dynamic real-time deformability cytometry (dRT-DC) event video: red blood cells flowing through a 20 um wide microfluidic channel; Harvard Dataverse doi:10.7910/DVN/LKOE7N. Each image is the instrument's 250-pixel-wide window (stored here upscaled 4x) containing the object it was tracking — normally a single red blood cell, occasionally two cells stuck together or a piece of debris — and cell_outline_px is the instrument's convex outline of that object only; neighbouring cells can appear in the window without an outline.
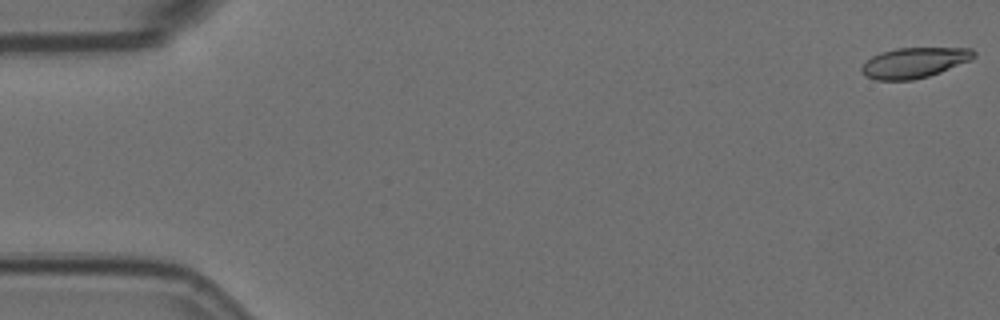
{"species": "Egyptian fruit bat (a non-hibernating species)", "species_latin": "Rousettus aegyptiacus", "temperature_condition": "room temperature", "stored_images_in_passage": 6, "camera_frame_rate_fps": 3000, "um_per_image_px": 0.085, "animal": {"sex": "female"}, "frame": {"image": 1, "passage_image": 1, "time_ms": 0.0, "image_size_px": [1000, 320], "cell_outline_px": [[976, 56], [972, 60], [940, 72], [928, 76], [912, 80], [876, 80], [864, 76], [860, 72], [860, 68], [872, 56], [880, 52], [896, 48], [972, 48], [976, 52]], "centroid_in_image_um": [77.71, 5.33], "position_along_channel_um": 7.3, "area_um2": 20.0}}
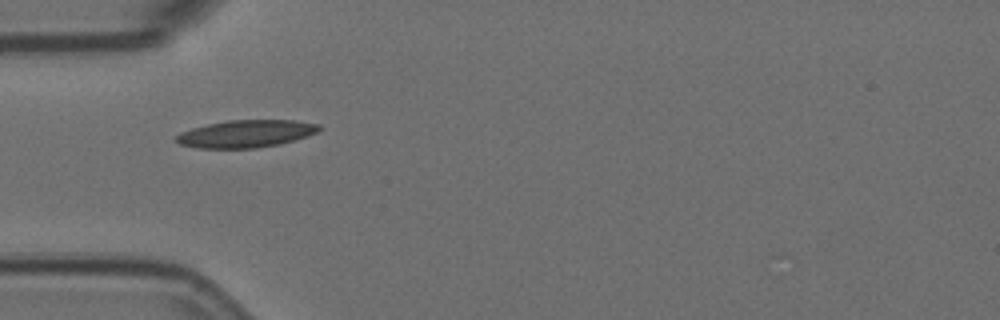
{"frame": {"image": 2, "passage_image": 5, "time_ms": 1.333, "image_size_px": [1000, 320], "cell_outline_px": [[324, 128], [308, 136], [280, 144], [256, 148], [200, 148], [180, 144], [176, 140], [176, 136], [180, 132], [192, 128], [208, 124], [228, 120], [296, 120], [320, 124]], "centroid_in_image_um": [20.96, 11.36], "position_along_channel_um": 64.0, "area_um2": 22.89}}
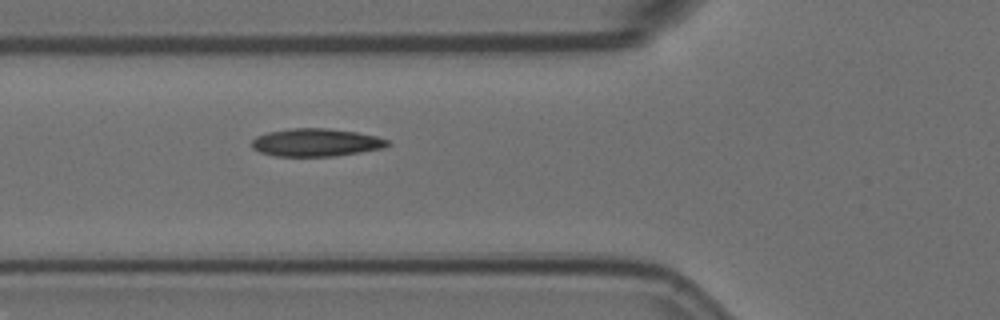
{"frame": {"image": 3, "passage_image": 6, "time_ms": 1.667, "image_size_px": [1000, 320], "cell_outline_px": [[392, 144], [380, 148], [360, 152], [332, 156], [276, 156], [260, 152], [252, 148], [252, 140], [256, 136], [268, 132], [288, 128], [328, 128], [356, 132], [376, 136], [388, 140]], "centroid_in_image_um": [26.84, 12.1], "position_along_channel_um": 99.0, "area_um2": 21.96}}